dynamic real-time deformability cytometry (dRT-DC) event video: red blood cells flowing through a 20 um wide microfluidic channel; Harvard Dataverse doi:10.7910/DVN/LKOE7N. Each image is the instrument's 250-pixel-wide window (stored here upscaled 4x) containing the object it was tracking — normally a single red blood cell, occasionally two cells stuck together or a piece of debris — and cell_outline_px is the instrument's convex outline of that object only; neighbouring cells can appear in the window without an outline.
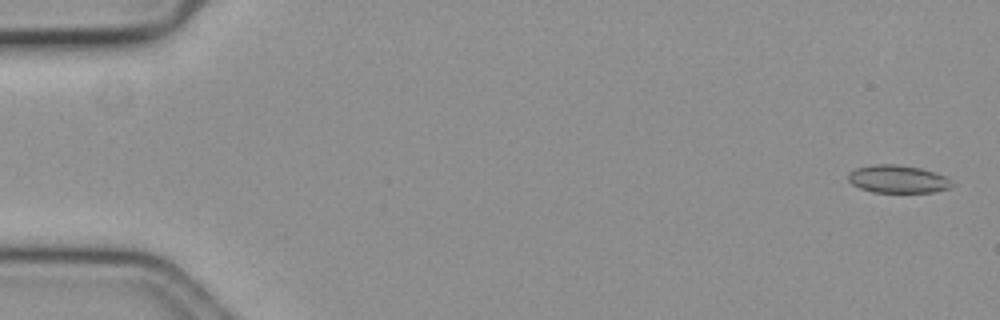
{"species": "common noctule bat (a hibernating species)", "species_latin": "Nyctalus noctula", "temperature_condition": "cold", "stored_images_in_passage": 58, "camera_frame_rate_fps": 3000, "um_per_image_px": 0.085, "animal": {"sex": "female", "body_mass_g": 19.3, "forearm_length_mm": 54.1}, "frame": {"image": 1, "passage_image": 1, "time_ms": 0.0, "image_size_px": [1000, 320], "cell_outline_px": [[952, 184], [948, 188], [932, 192], [872, 192], [860, 188], [852, 184], [848, 180], [848, 172], [856, 168], [872, 164], [896, 164], [920, 168], [944, 176]], "centroid_in_image_um": [76.23, 15.21], "position_along_channel_um": 8.8, "area_um2": 16.59}}
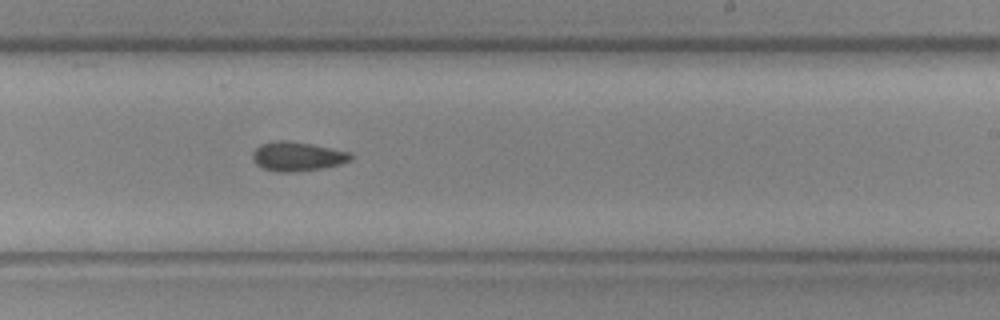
{"frame": {"image": 2, "passage_image": 35, "time_ms": 11.333, "image_size_px": [1000, 320], "cell_outline_px": [[352, 160], [340, 164], [324, 168], [300, 172], [276, 172], [260, 168], [252, 160], [252, 152], [260, 144], [276, 140], [284, 140], [308, 144], [348, 152], [352, 156]], "centroid_in_image_um": [25.21, 13.32], "position_along_channel_um": 263.8, "area_um2": 16.76}}
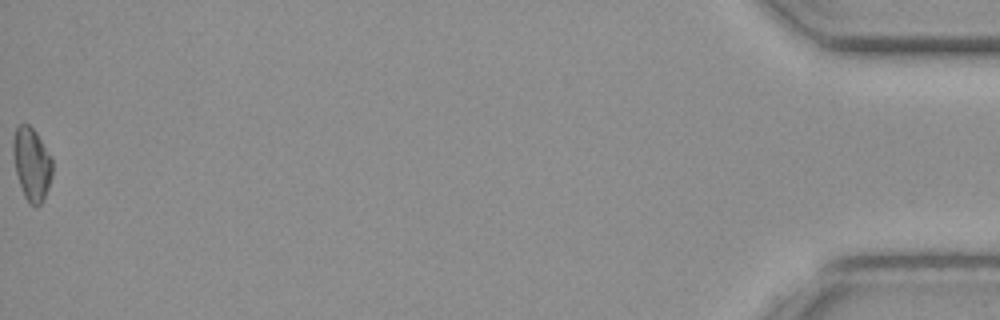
{"frame": {"image": 3, "passage_image": 58, "time_ms": 19.0, "image_size_px": [1000, 320], "cell_outline_px": [[52, 176], [48, 188], [40, 204], [28, 204], [24, 196], [16, 172], [12, 152], [12, 140], [16, 128], [20, 124], [28, 124], [36, 132], [52, 160]], "centroid_in_image_um": [2.67, 13.92], "position_along_channel_um": 432.5, "area_um2": 16.42}, "authors_computed_cell_mechanics": {"area_um2": 16.6175, "velocity_mm_per_s": 3.5935, "shape_relaxation_time_tau1_ms": 4.2647, "shape_relaxation_time_tau2_ms": 4.1804, "deformation_change_tau1": 0.0847, "deformation_change_tau2": 0.0949}}